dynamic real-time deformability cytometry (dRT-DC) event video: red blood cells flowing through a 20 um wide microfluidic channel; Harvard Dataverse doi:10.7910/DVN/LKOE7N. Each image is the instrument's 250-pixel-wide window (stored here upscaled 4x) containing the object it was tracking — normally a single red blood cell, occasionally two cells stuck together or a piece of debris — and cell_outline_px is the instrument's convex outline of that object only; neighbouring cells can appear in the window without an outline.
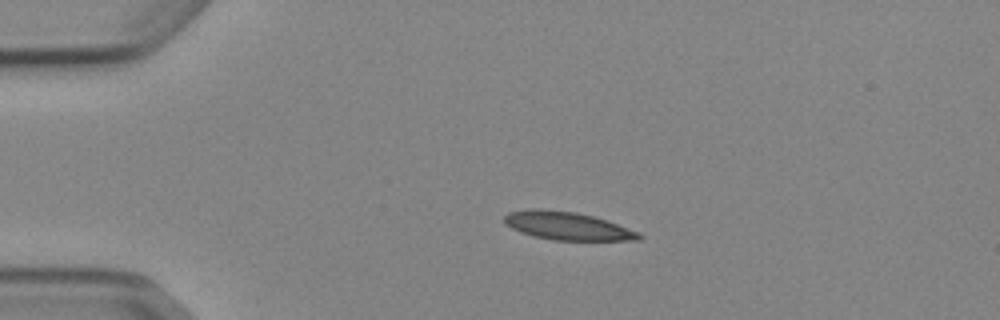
{"species": "Egyptian fruit bat (a non-hibernating species)", "species_latin": "Rousettus aegyptiacus", "temperature_condition": "cold", "stored_images_in_passage": 42, "camera_frame_rate_fps": 3000, "um_per_image_px": 0.085, "animal": {"sex": "female"}, "frame": {"image": 1, "passage_image": 1, "time_ms": 0.0, "image_size_px": [1000, 320], "cell_outline_px": [[644, 236], [640, 240], [552, 240], [532, 236], [520, 232], [504, 224], [504, 216], [508, 212], [528, 208], [540, 208], [576, 212], [592, 216], [640, 232]], "centroid_in_image_um": [48.17, 19.2], "position_along_channel_um": 36.8, "area_um2": 22.14}}
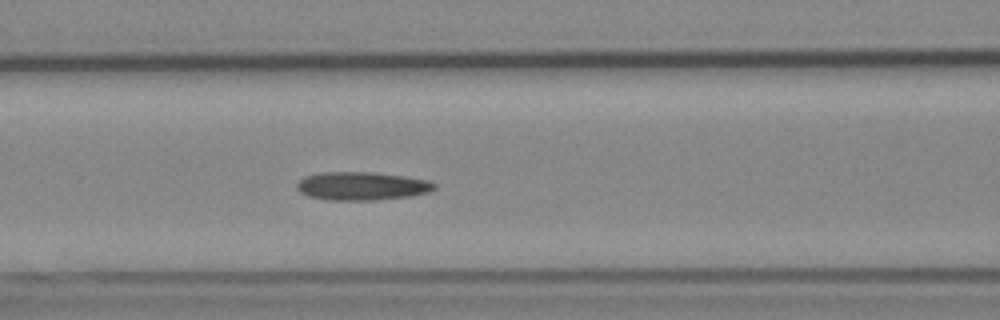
{"frame": {"image": 2, "passage_image": 12, "time_ms": 3.667, "image_size_px": [1000, 320], "cell_outline_px": [[436, 188], [428, 192], [412, 196], [372, 200], [328, 200], [308, 196], [300, 192], [296, 188], [296, 184], [304, 176], [320, 172], [372, 172], [404, 176], [428, 180], [436, 184]], "centroid_in_image_um": [30.74, 15.81], "position_along_channel_um": 135.9, "area_um2": 22.77}}
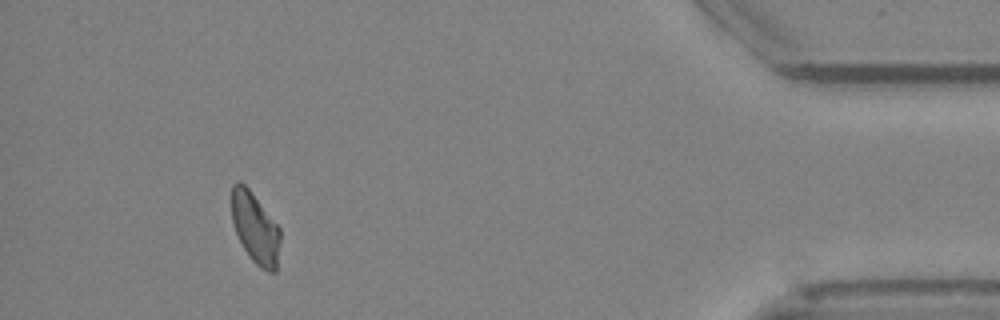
{"frame": {"image": 3, "passage_image": 38, "time_ms": 12.333, "image_size_px": [1000, 320], "cell_outline_px": [[280, 240], [276, 272], [268, 272], [260, 268], [252, 260], [244, 248], [236, 232], [232, 220], [232, 184], [240, 180], [248, 188], [280, 228]], "centroid_in_image_um": [21.7, 19.39], "position_along_channel_um": 413.5, "area_um2": 19.83}, "authors_computed_cell_mechanics": {"area_um2": 21.386, "velocity_mm_per_s": 3.8678, "shape_relaxation_time_tau1_ms": 9.7458, "shape_relaxation_time_tau2_ms": 8.2374, "deformation_change_tau1": 0.1957, "deformation_change_tau2": 0.1807}}